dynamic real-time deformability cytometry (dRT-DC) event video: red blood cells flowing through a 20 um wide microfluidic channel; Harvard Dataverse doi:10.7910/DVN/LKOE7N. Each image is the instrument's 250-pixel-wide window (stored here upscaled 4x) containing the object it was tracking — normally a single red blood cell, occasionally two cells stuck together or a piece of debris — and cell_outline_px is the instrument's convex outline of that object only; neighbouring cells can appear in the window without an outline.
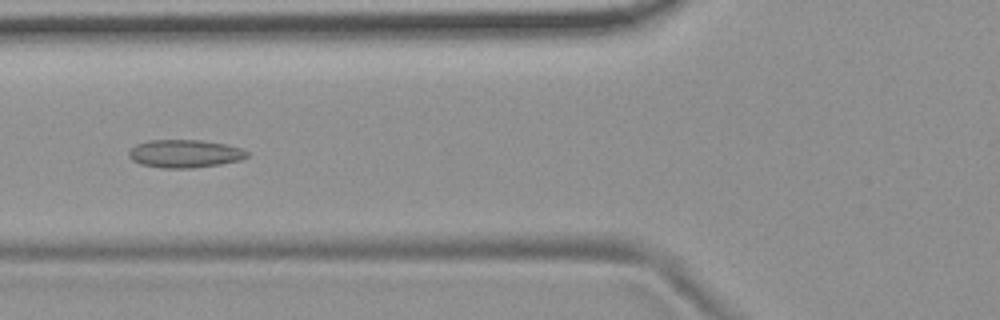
{"species": "common noctule bat (a hibernating species)", "species_latin": "Nyctalus noctula", "temperature_condition": "room temperature", "stored_images_in_passage": 8, "camera_frame_rate_fps": 3000, "um_per_image_px": 0.085, "animal": {"sex": "female", "body_mass_g": 19.9}, "frame": {"image": 1, "passage_image": 6, "time_ms": 6.0, "image_size_px": [1000, 320], "cell_outline_px": [[248, 156], [240, 160], [220, 164], [192, 168], [160, 168], [140, 164], [132, 160], [128, 156], [128, 152], [136, 144], [148, 140], [200, 140], [228, 144], [240, 148], [248, 152]], "centroid_in_image_um": [15.69, 13.06], "position_along_channel_um": 110.1, "area_um2": 19.36}}
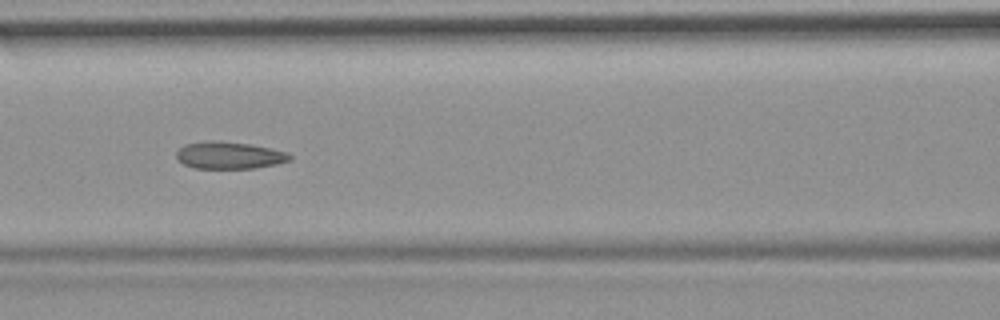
{"frame": {"image": 2, "passage_image": 7, "time_ms": 7.0, "image_size_px": [1000, 320], "cell_outline_px": [[292, 160], [276, 164], [256, 168], [196, 168], [184, 164], [176, 160], [176, 152], [184, 144], [212, 140], [216, 140], [248, 144], [272, 148], [288, 152], [292, 156]], "centroid_in_image_um": [19.5, 13.2], "position_along_channel_um": 147.1, "area_um2": 18.03}}
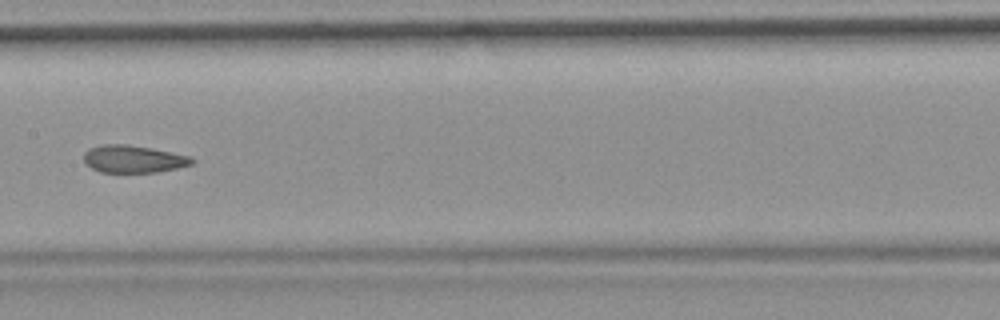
{"frame": {"image": 3, "passage_image": 8, "time_ms": 8.333, "image_size_px": [1000, 320], "cell_outline_px": [[196, 160], [192, 164], [176, 168], [156, 172], [100, 172], [84, 164], [84, 152], [88, 148], [100, 144], [124, 144], [152, 148], [192, 156]], "centroid_in_image_um": [11.32, 13.5], "position_along_channel_um": 196.1, "area_um2": 17.46}}